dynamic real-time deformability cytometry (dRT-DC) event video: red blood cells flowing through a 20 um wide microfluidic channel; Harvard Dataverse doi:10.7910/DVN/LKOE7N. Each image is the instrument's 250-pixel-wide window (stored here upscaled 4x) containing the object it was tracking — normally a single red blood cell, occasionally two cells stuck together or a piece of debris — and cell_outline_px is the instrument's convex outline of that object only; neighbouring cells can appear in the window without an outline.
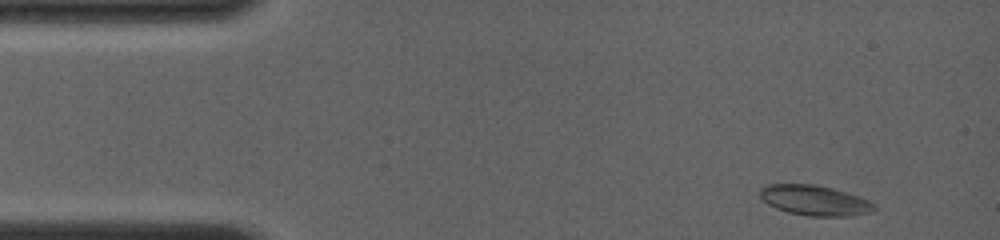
{"species": "common noctule bat (a hibernating species)", "species_latin": "Nyctalus noctula", "temperature_condition": "room temperature", "stored_images_in_passage": 54, "camera_frame_rate_fps": 4000, "um_per_image_px": 0.085, "animal": {"sex": "female", "body_mass_g": 19.0, "forearm_length_mm": 56.7}, "frame": {"image": 1, "passage_image": 2, "time_ms": 0.25, "image_size_px": [1000, 240], "cell_outline_px": [[876, 212], [852, 216], [808, 216], [788, 212], [776, 208], [768, 204], [760, 196], [760, 188], [768, 184], [816, 184], [832, 188], [868, 200], [876, 204]], "centroid_in_image_um": [69.28, 17.04], "position_along_channel_um": 15.7, "area_um2": 20.17}}
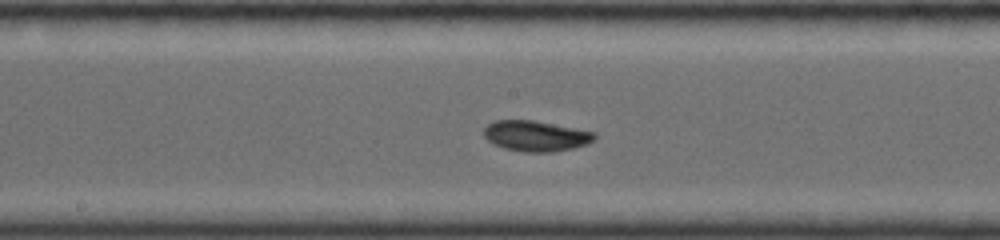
{"frame": {"image": 2, "passage_image": 28, "time_ms": 7.0, "image_size_px": [1000, 240], "cell_outline_px": [[596, 136], [588, 144], [556, 152], [524, 152], [504, 148], [488, 140], [484, 136], [484, 128], [492, 120], [532, 120], [596, 132]], "centroid_in_image_um": [45.54, 11.55], "position_along_channel_um": 202.7, "area_um2": 19.65}}
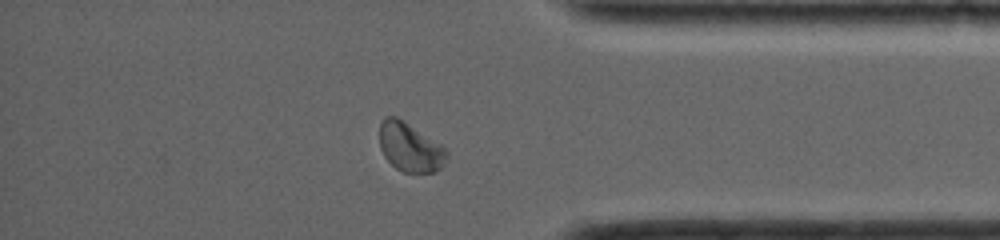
{"frame": {"image": 3, "passage_image": 47, "time_ms": 12.0, "image_size_px": [1000, 240], "cell_outline_px": [[448, 156], [444, 164], [436, 172], [404, 172], [396, 168], [384, 156], [380, 148], [380, 124], [384, 116], [396, 116], [440, 144], [448, 152]], "centroid_in_image_um": [34.84, 12.52], "position_along_channel_um": 400.4, "area_um2": 18.96}, "authors_computed_cell_mechanics": {"area_um2": 19.6809, "velocity_mm_per_s": 4.0567, "shape_relaxation_time_tau1_ms": 3.2124, "shape_relaxation_time_tau2_ms": 1.2567, "deformation_change_tau1": 0.1299, "deformation_change_tau2": 0.0453}}